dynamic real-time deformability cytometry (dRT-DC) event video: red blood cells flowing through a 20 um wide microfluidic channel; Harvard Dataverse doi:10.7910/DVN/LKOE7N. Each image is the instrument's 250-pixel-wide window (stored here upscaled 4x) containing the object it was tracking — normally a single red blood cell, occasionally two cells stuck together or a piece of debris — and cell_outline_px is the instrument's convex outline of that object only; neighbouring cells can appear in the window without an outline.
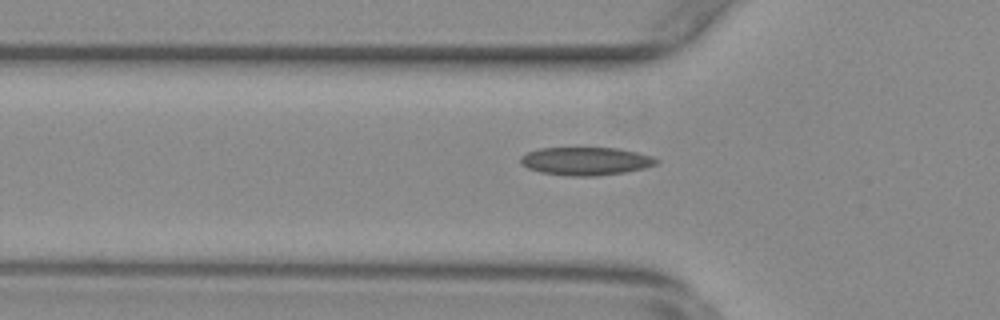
{"species": "common noctule bat (a hibernating species)", "species_latin": "Nyctalus noctula", "temperature_condition": "warm", "stored_images_in_passage": 34, "camera_frame_rate_fps": 3000, "um_per_image_px": 0.085, "animal": {"sex": "female", "body_mass_g": 29.2, "forearm_length_mm": 56.3}, "frame": {"image": 1, "passage_image": 3, "time_ms": 0.667, "image_size_px": [1000, 320], "cell_outline_px": [[660, 160], [656, 164], [644, 168], [624, 172], [596, 176], [568, 176], [540, 172], [528, 168], [520, 164], [520, 156], [528, 152], [540, 148], [620, 148], [652, 156]], "centroid_in_image_um": [49.78, 13.7], "position_along_channel_um": 76.0, "area_um2": 22.25}}
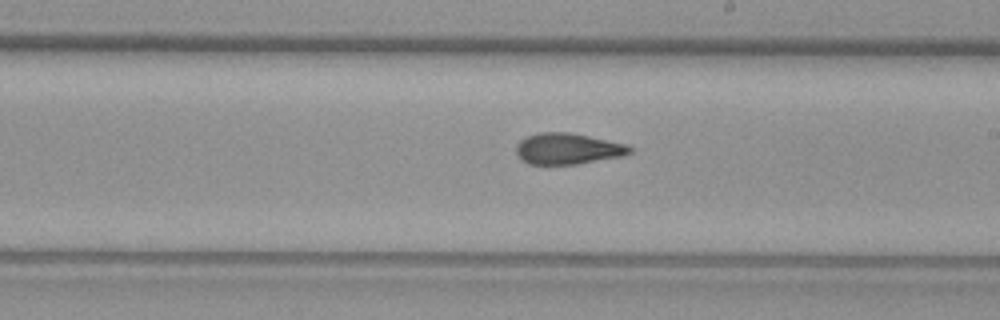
{"frame": {"image": 2, "passage_image": 16, "time_ms": 5.0, "image_size_px": [1000, 320], "cell_outline_px": [[632, 152], [624, 156], [580, 164], [528, 164], [520, 160], [516, 152], [516, 144], [520, 140], [528, 136], [540, 132], [568, 132], [588, 136], [624, 144], [632, 148]], "centroid_in_image_um": [48.23, 12.66], "position_along_channel_um": 240.8, "area_um2": 20.63}}
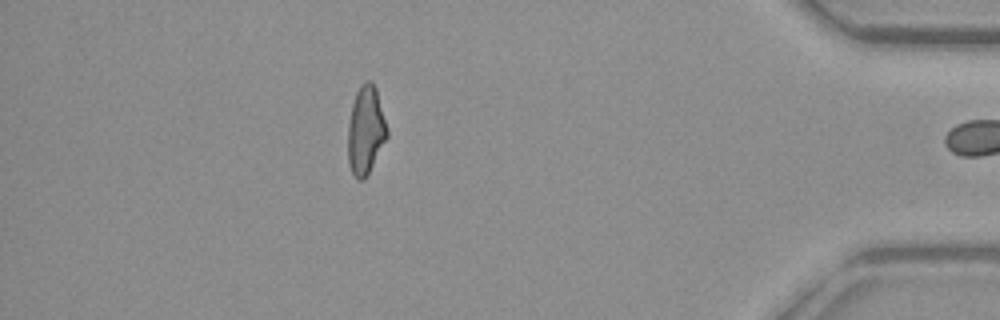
{"frame": {"image": 3, "passage_image": 33, "time_ms": 10.667, "image_size_px": [1000, 320], "cell_outline_px": [[388, 136], [364, 180], [356, 180], [348, 164], [348, 124], [352, 104], [356, 92], [360, 84], [364, 80], [372, 80], [376, 88], [388, 128]], "centroid_in_image_um": [31.08, 11.04], "position_along_channel_um": 404.1, "area_um2": 20.29}, "authors_computed_cell_mechanics": {"area_um2": 20.6635, "velocity_mm_per_s": 3.7869, "shape_relaxation_time_tau1_ms": null, "shape_relaxation_time_tau2_ms": 2.4664, "deformation_change_tau1": null, "deformation_change_tau2": 0.0905}}